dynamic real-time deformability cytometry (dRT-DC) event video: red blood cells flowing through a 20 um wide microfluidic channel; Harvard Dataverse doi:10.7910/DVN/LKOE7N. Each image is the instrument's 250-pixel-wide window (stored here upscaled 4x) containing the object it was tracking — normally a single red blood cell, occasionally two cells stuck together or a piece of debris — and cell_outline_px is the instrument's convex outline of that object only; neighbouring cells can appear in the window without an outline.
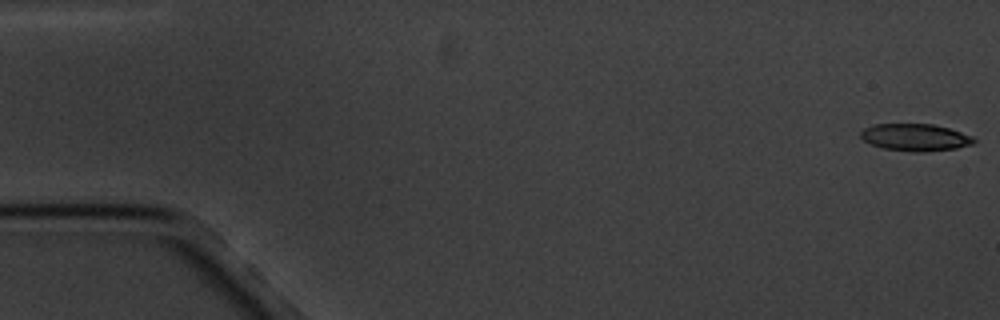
{"species": "common noctule bat (a hibernating species)", "species_latin": "Nyctalus noctula", "temperature_condition": "cold", "stored_images_in_passage": 4, "camera_frame_rate_fps": 3000, "um_per_image_px": 0.085, "animal": {"sex": "male", "body_mass_g": 20.1, "forearm_length_mm": 53.5}, "frame": {"image": 1, "passage_image": 1, "time_ms": 0.0, "image_size_px": [1000, 320], "cell_outline_px": [[976, 140], [972, 144], [956, 148], [920, 152], [912, 152], [884, 148], [872, 144], [864, 140], [860, 136], [860, 132], [864, 128], [876, 124], [932, 124], [948, 128], [972, 136]], "centroid_in_image_um": [77.79, 11.67], "position_along_channel_um": 7.2, "area_um2": 17.69}}